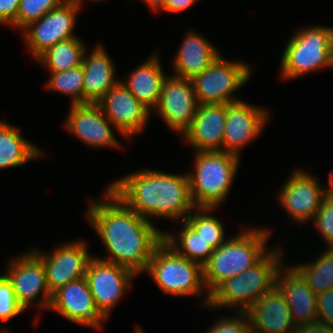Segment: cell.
I'll list each match as a JSON object with an SVG mask.
<instances>
[{"mask_svg": "<svg viewBox=\"0 0 333 333\" xmlns=\"http://www.w3.org/2000/svg\"><path fill=\"white\" fill-rule=\"evenodd\" d=\"M275 287L286 300L295 326L318 321L317 295L292 265L283 264L278 270Z\"/></svg>", "mask_w": 333, "mask_h": 333, "instance_id": "cell-19", "label": "cell"}, {"mask_svg": "<svg viewBox=\"0 0 333 333\" xmlns=\"http://www.w3.org/2000/svg\"><path fill=\"white\" fill-rule=\"evenodd\" d=\"M71 1H75V2H77L79 5H82V6H83V4H84V2H83L84 0H71ZM91 1H93V2H96V1L98 2V1H100V2H101V1H104V0H91Z\"/></svg>", "mask_w": 333, "mask_h": 333, "instance_id": "cell-41", "label": "cell"}, {"mask_svg": "<svg viewBox=\"0 0 333 333\" xmlns=\"http://www.w3.org/2000/svg\"><path fill=\"white\" fill-rule=\"evenodd\" d=\"M20 0H0V25L17 29Z\"/></svg>", "mask_w": 333, "mask_h": 333, "instance_id": "cell-36", "label": "cell"}, {"mask_svg": "<svg viewBox=\"0 0 333 333\" xmlns=\"http://www.w3.org/2000/svg\"><path fill=\"white\" fill-rule=\"evenodd\" d=\"M65 0H20L17 14V30L19 32L29 23L39 20L52 9L57 8Z\"/></svg>", "mask_w": 333, "mask_h": 333, "instance_id": "cell-31", "label": "cell"}, {"mask_svg": "<svg viewBox=\"0 0 333 333\" xmlns=\"http://www.w3.org/2000/svg\"><path fill=\"white\" fill-rule=\"evenodd\" d=\"M215 210L217 208L196 207L184 221L204 241L217 249L228 237L225 236V224L213 215Z\"/></svg>", "mask_w": 333, "mask_h": 333, "instance_id": "cell-29", "label": "cell"}, {"mask_svg": "<svg viewBox=\"0 0 333 333\" xmlns=\"http://www.w3.org/2000/svg\"><path fill=\"white\" fill-rule=\"evenodd\" d=\"M198 106L191 79L170 74L163 81L159 101L151 113H157L170 132L182 136L191 125Z\"/></svg>", "mask_w": 333, "mask_h": 333, "instance_id": "cell-12", "label": "cell"}, {"mask_svg": "<svg viewBox=\"0 0 333 333\" xmlns=\"http://www.w3.org/2000/svg\"><path fill=\"white\" fill-rule=\"evenodd\" d=\"M126 140L144 132L151 111L119 81L97 103Z\"/></svg>", "mask_w": 333, "mask_h": 333, "instance_id": "cell-17", "label": "cell"}, {"mask_svg": "<svg viewBox=\"0 0 333 333\" xmlns=\"http://www.w3.org/2000/svg\"><path fill=\"white\" fill-rule=\"evenodd\" d=\"M151 11L154 12H161L164 9L166 0H142Z\"/></svg>", "mask_w": 333, "mask_h": 333, "instance_id": "cell-39", "label": "cell"}, {"mask_svg": "<svg viewBox=\"0 0 333 333\" xmlns=\"http://www.w3.org/2000/svg\"><path fill=\"white\" fill-rule=\"evenodd\" d=\"M134 329H135V330H133L134 333H145L144 330L140 326L139 327H135Z\"/></svg>", "mask_w": 333, "mask_h": 333, "instance_id": "cell-42", "label": "cell"}, {"mask_svg": "<svg viewBox=\"0 0 333 333\" xmlns=\"http://www.w3.org/2000/svg\"><path fill=\"white\" fill-rule=\"evenodd\" d=\"M269 111L243 100L227 104V115L223 134V151L241 156L245 145L262 134L271 119Z\"/></svg>", "mask_w": 333, "mask_h": 333, "instance_id": "cell-18", "label": "cell"}, {"mask_svg": "<svg viewBox=\"0 0 333 333\" xmlns=\"http://www.w3.org/2000/svg\"><path fill=\"white\" fill-rule=\"evenodd\" d=\"M66 117L62 126L68 134L76 136L88 147L114 150L122 147L123 144L114 134L119 130L109 121L98 104L70 105Z\"/></svg>", "mask_w": 333, "mask_h": 333, "instance_id": "cell-15", "label": "cell"}, {"mask_svg": "<svg viewBox=\"0 0 333 333\" xmlns=\"http://www.w3.org/2000/svg\"><path fill=\"white\" fill-rule=\"evenodd\" d=\"M87 46L80 37L56 43L45 50L35 60L50 73L65 71L82 64Z\"/></svg>", "mask_w": 333, "mask_h": 333, "instance_id": "cell-27", "label": "cell"}, {"mask_svg": "<svg viewBox=\"0 0 333 333\" xmlns=\"http://www.w3.org/2000/svg\"><path fill=\"white\" fill-rule=\"evenodd\" d=\"M44 88L47 91L51 90L56 93L69 96L70 104H84V89H83V65L60 71L49 73Z\"/></svg>", "mask_w": 333, "mask_h": 333, "instance_id": "cell-30", "label": "cell"}, {"mask_svg": "<svg viewBox=\"0 0 333 333\" xmlns=\"http://www.w3.org/2000/svg\"><path fill=\"white\" fill-rule=\"evenodd\" d=\"M81 9L82 5L77 2L65 0L20 31L33 59L58 42L78 37L74 30Z\"/></svg>", "mask_w": 333, "mask_h": 333, "instance_id": "cell-10", "label": "cell"}, {"mask_svg": "<svg viewBox=\"0 0 333 333\" xmlns=\"http://www.w3.org/2000/svg\"><path fill=\"white\" fill-rule=\"evenodd\" d=\"M253 333H293L295 325L286 300L274 287L246 311Z\"/></svg>", "mask_w": 333, "mask_h": 333, "instance_id": "cell-22", "label": "cell"}, {"mask_svg": "<svg viewBox=\"0 0 333 333\" xmlns=\"http://www.w3.org/2000/svg\"><path fill=\"white\" fill-rule=\"evenodd\" d=\"M178 233L163 230V241L177 254L195 261L202 266L209 260L214 248L204 241L185 221L180 222Z\"/></svg>", "mask_w": 333, "mask_h": 333, "instance_id": "cell-26", "label": "cell"}, {"mask_svg": "<svg viewBox=\"0 0 333 333\" xmlns=\"http://www.w3.org/2000/svg\"><path fill=\"white\" fill-rule=\"evenodd\" d=\"M327 182L329 186L324 187L325 198L333 199V170L330 172Z\"/></svg>", "mask_w": 333, "mask_h": 333, "instance_id": "cell-40", "label": "cell"}, {"mask_svg": "<svg viewBox=\"0 0 333 333\" xmlns=\"http://www.w3.org/2000/svg\"><path fill=\"white\" fill-rule=\"evenodd\" d=\"M89 242L76 239L74 241L58 244L52 251L31 250L43 261L47 285L51 293L65 286L70 281L85 277L90 259L88 252Z\"/></svg>", "mask_w": 333, "mask_h": 333, "instance_id": "cell-13", "label": "cell"}, {"mask_svg": "<svg viewBox=\"0 0 333 333\" xmlns=\"http://www.w3.org/2000/svg\"><path fill=\"white\" fill-rule=\"evenodd\" d=\"M290 174L279 190L278 202L293 222L306 224L313 220L325 199V186L306 170L295 168Z\"/></svg>", "mask_w": 333, "mask_h": 333, "instance_id": "cell-14", "label": "cell"}, {"mask_svg": "<svg viewBox=\"0 0 333 333\" xmlns=\"http://www.w3.org/2000/svg\"><path fill=\"white\" fill-rule=\"evenodd\" d=\"M189 178L195 207L220 208L231 192L241 157L225 151L195 152Z\"/></svg>", "mask_w": 333, "mask_h": 333, "instance_id": "cell-5", "label": "cell"}, {"mask_svg": "<svg viewBox=\"0 0 333 333\" xmlns=\"http://www.w3.org/2000/svg\"><path fill=\"white\" fill-rule=\"evenodd\" d=\"M226 115L227 104H200L181 139L195 152L223 151Z\"/></svg>", "mask_w": 333, "mask_h": 333, "instance_id": "cell-20", "label": "cell"}, {"mask_svg": "<svg viewBox=\"0 0 333 333\" xmlns=\"http://www.w3.org/2000/svg\"><path fill=\"white\" fill-rule=\"evenodd\" d=\"M249 63L226 60L222 53L201 74L191 79L198 104H228L241 100L235 94L252 76Z\"/></svg>", "mask_w": 333, "mask_h": 333, "instance_id": "cell-8", "label": "cell"}, {"mask_svg": "<svg viewBox=\"0 0 333 333\" xmlns=\"http://www.w3.org/2000/svg\"><path fill=\"white\" fill-rule=\"evenodd\" d=\"M40 147L21 136L18 127L0 121V169L17 168L45 157Z\"/></svg>", "mask_w": 333, "mask_h": 333, "instance_id": "cell-25", "label": "cell"}, {"mask_svg": "<svg viewBox=\"0 0 333 333\" xmlns=\"http://www.w3.org/2000/svg\"><path fill=\"white\" fill-rule=\"evenodd\" d=\"M48 310L58 313L69 322L96 330L103 329L104 321L107 322L94 303L85 277L70 281L53 292Z\"/></svg>", "mask_w": 333, "mask_h": 333, "instance_id": "cell-16", "label": "cell"}, {"mask_svg": "<svg viewBox=\"0 0 333 333\" xmlns=\"http://www.w3.org/2000/svg\"><path fill=\"white\" fill-rule=\"evenodd\" d=\"M0 333H11V331L3 327V329H0Z\"/></svg>", "mask_w": 333, "mask_h": 333, "instance_id": "cell-43", "label": "cell"}, {"mask_svg": "<svg viewBox=\"0 0 333 333\" xmlns=\"http://www.w3.org/2000/svg\"><path fill=\"white\" fill-rule=\"evenodd\" d=\"M136 275L129 269L92 257L88 263L85 278L94 303L106 319L121 302Z\"/></svg>", "mask_w": 333, "mask_h": 333, "instance_id": "cell-11", "label": "cell"}, {"mask_svg": "<svg viewBox=\"0 0 333 333\" xmlns=\"http://www.w3.org/2000/svg\"><path fill=\"white\" fill-rule=\"evenodd\" d=\"M290 37L280 61V79L290 81L320 69L332 68L333 26L308 25Z\"/></svg>", "mask_w": 333, "mask_h": 333, "instance_id": "cell-6", "label": "cell"}, {"mask_svg": "<svg viewBox=\"0 0 333 333\" xmlns=\"http://www.w3.org/2000/svg\"><path fill=\"white\" fill-rule=\"evenodd\" d=\"M171 62L173 75L192 79L201 74L221 55L210 40L195 30H188Z\"/></svg>", "mask_w": 333, "mask_h": 333, "instance_id": "cell-23", "label": "cell"}, {"mask_svg": "<svg viewBox=\"0 0 333 333\" xmlns=\"http://www.w3.org/2000/svg\"><path fill=\"white\" fill-rule=\"evenodd\" d=\"M318 321L333 326V289L317 295Z\"/></svg>", "mask_w": 333, "mask_h": 333, "instance_id": "cell-35", "label": "cell"}, {"mask_svg": "<svg viewBox=\"0 0 333 333\" xmlns=\"http://www.w3.org/2000/svg\"><path fill=\"white\" fill-rule=\"evenodd\" d=\"M199 0H166L164 9L161 12L180 13L188 11L192 6L196 5Z\"/></svg>", "mask_w": 333, "mask_h": 333, "instance_id": "cell-38", "label": "cell"}, {"mask_svg": "<svg viewBox=\"0 0 333 333\" xmlns=\"http://www.w3.org/2000/svg\"><path fill=\"white\" fill-rule=\"evenodd\" d=\"M159 53L154 52L120 81L151 112L155 109L165 74Z\"/></svg>", "mask_w": 333, "mask_h": 333, "instance_id": "cell-24", "label": "cell"}, {"mask_svg": "<svg viewBox=\"0 0 333 333\" xmlns=\"http://www.w3.org/2000/svg\"><path fill=\"white\" fill-rule=\"evenodd\" d=\"M312 222L327 248L333 249V199L325 198L321 202Z\"/></svg>", "mask_w": 333, "mask_h": 333, "instance_id": "cell-33", "label": "cell"}, {"mask_svg": "<svg viewBox=\"0 0 333 333\" xmlns=\"http://www.w3.org/2000/svg\"><path fill=\"white\" fill-rule=\"evenodd\" d=\"M25 310L18 304L11 282L4 275H0V321H9Z\"/></svg>", "mask_w": 333, "mask_h": 333, "instance_id": "cell-34", "label": "cell"}, {"mask_svg": "<svg viewBox=\"0 0 333 333\" xmlns=\"http://www.w3.org/2000/svg\"><path fill=\"white\" fill-rule=\"evenodd\" d=\"M241 227L238 233L233 234L234 237H229L214 249L203 265V280L209 295L225 280L257 264L272 249L267 246L270 229Z\"/></svg>", "mask_w": 333, "mask_h": 333, "instance_id": "cell-3", "label": "cell"}, {"mask_svg": "<svg viewBox=\"0 0 333 333\" xmlns=\"http://www.w3.org/2000/svg\"><path fill=\"white\" fill-rule=\"evenodd\" d=\"M234 314L221 315L205 333H253L247 313L236 311Z\"/></svg>", "mask_w": 333, "mask_h": 333, "instance_id": "cell-32", "label": "cell"}, {"mask_svg": "<svg viewBox=\"0 0 333 333\" xmlns=\"http://www.w3.org/2000/svg\"><path fill=\"white\" fill-rule=\"evenodd\" d=\"M104 47L101 43H96L91 52L85 49L82 61L84 104H97L120 81L116 76L117 66Z\"/></svg>", "mask_w": 333, "mask_h": 333, "instance_id": "cell-21", "label": "cell"}, {"mask_svg": "<svg viewBox=\"0 0 333 333\" xmlns=\"http://www.w3.org/2000/svg\"><path fill=\"white\" fill-rule=\"evenodd\" d=\"M146 273L161 292L170 296H204L202 306L208 307L210 295L203 280V266L177 254L162 241L154 250ZM205 294V295H204Z\"/></svg>", "mask_w": 333, "mask_h": 333, "instance_id": "cell-7", "label": "cell"}, {"mask_svg": "<svg viewBox=\"0 0 333 333\" xmlns=\"http://www.w3.org/2000/svg\"><path fill=\"white\" fill-rule=\"evenodd\" d=\"M331 55H332V68H333V37H332Z\"/></svg>", "mask_w": 333, "mask_h": 333, "instance_id": "cell-44", "label": "cell"}, {"mask_svg": "<svg viewBox=\"0 0 333 333\" xmlns=\"http://www.w3.org/2000/svg\"><path fill=\"white\" fill-rule=\"evenodd\" d=\"M276 244L254 266L222 282L211 294L207 309H235L246 312L262 296L275 287L278 270L283 266L284 253ZM238 307V308H237ZM212 308V309H211ZM237 309V310H236Z\"/></svg>", "mask_w": 333, "mask_h": 333, "instance_id": "cell-4", "label": "cell"}, {"mask_svg": "<svg viewBox=\"0 0 333 333\" xmlns=\"http://www.w3.org/2000/svg\"><path fill=\"white\" fill-rule=\"evenodd\" d=\"M7 263L3 274L11 282L18 304L27 310L35 302L40 311L48 310L52 293L47 285L43 261L32 250H26L10 257Z\"/></svg>", "mask_w": 333, "mask_h": 333, "instance_id": "cell-9", "label": "cell"}, {"mask_svg": "<svg viewBox=\"0 0 333 333\" xmlns=\"http://www.w3.org/2000/svg\"><path fill=\"white\" fill-rule=\"evenodd\" d=\"M101 200L89 201L86 218L108 254L107 262L131 270L136 276L146 272L155 248L163 241V231L130 209L108 187Z\"/></svg>", "mask_w": 333, "mask_h": 333, "instance_id": "cell-1", "label": "cell"}, {"mask_svg": "<svg viewBox=\"0 0 333 333\" xmlns=\"http://www.w3.org/2000/svg\"><path fill=\"white\" fill-rule=\"evenodd\" d=\"M312 262L297 263L292 266L306 280L316 294L333 289V249L327 248Z\"/></svg>", "mask_w": 333, "mask_h": 333, "instance_id": "cell-28", "label": "cell"}, {"mask_svg": "<svg viewBox=\"0 0 333 333\" xmlns=\"http://www.w3.org/2000/svg\"><path fill=\"white\" fill-rule=\"evenodd\" d=\"M109 183L107 187L130 209L151 222L165 218L180 223L196 208L186 171L173 174L142 168Z\"/></svg>", "mask_w": 333, "mask_h": 333, "instance_id": "cell-2", "label": "cell"}, {"mask_svg": "<svg viewBox=\"0 0 333 333\" xmlns=\"http://www.w3.org/2000/svg\"><path fill=\"white\" fill-rule=\"evenodd\" d=\"M293 333H333V326L321 321L295 326Z\"/></svg>", "mask_w": 333, "mask_h": 333, "instance_id": "cell-37", "label": "cell"}]
</instances>
